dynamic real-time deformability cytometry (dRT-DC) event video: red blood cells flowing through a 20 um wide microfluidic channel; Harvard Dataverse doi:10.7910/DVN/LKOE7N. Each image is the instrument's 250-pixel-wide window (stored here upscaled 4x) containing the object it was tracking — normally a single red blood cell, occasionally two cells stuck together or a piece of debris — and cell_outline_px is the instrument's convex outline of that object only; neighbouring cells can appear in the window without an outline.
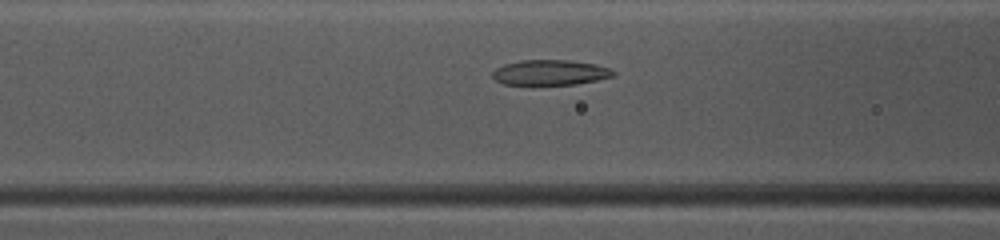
{"species": "common noctule bat (a hibernating species)", "species_latin": "Nyctalus noctula", "temperature_condition": "warm", "stored_images_in_passage": 28, "camera_frame_rate_fps": 3000, "um_per_image_px": 0.085, "animal": {"sex": "female", "body_mass_g": 10.0, "forearm_length_mm": 53.1}, "frame": {"image": 1, "passage_image": 6, "time_ms": 1.667, "image_size_px": [1000, 240], "cell_outline_px": [[616, 76], [576, 84], [504, 84], [496, 80], [492, 76], [492, 72], [496, 68], [504, 64], [520, 60], [568, 60], [596, 64], [608, 68], [616, 72]], "centroid_in_image_um": [46.78, 6.15], "position_along_channel_um": 119.8, "area_um2": 17.69}}
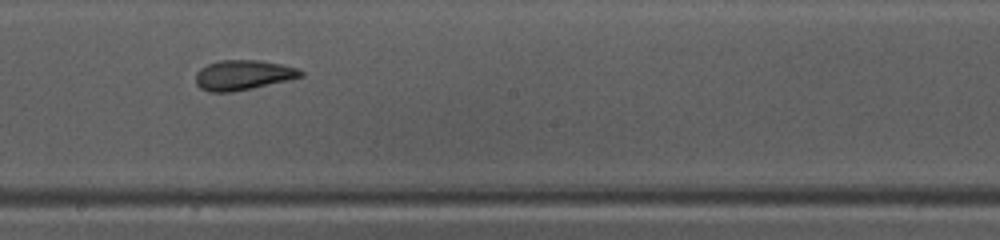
{"frame": {"image": 2, "passage_image": 14, "time_ms": 4.333, "image_size_px": [1000, 240], "cell_outline_px": [[304, 76], [288, 80], [252, 88], [232, 92], [208, 92], [200, 88], [196, 84], [196, 72], [200, 68], [208, 64], [220, 60], [260, 60], [280, 64], [296, 68], [304, 72]], "centroid_in_image_um": [20.64, 6.38], "position_along_channel_um": 227.6, "area_um2": 18.32}}
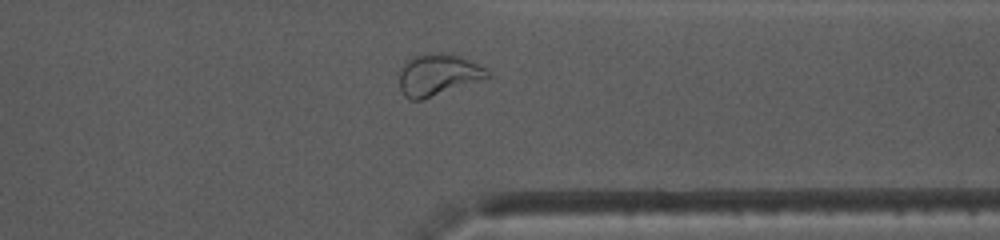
{"frame": {"image": 3, "passage_image": 25, "time_ms": 8.0, "image_size_px": [1000, 240], "cell_outline_px": [[492, 76], [484, 80], [420, 100], [412, 100], [404, 96], [400, 92], [400, 68], [416, 52], [444, 52], [460, 56], [492, 72]], "centroid_in_image_um": [37.22, 6.33], "position_along_channel_um": 374.2, "area_um2": 21.79}, "authors_computed_cell_mechanics": {"area_um2": 18.3804, "velocity_mm_per_s": 4.03, "shape_relaxation_time_tau1_ms": 4.5632, "shape_relaxation_time_tau2_ms": 1.6643, "deformation_change_tau1": 0.1766, "deformation_change_tau2": 0.0878}}